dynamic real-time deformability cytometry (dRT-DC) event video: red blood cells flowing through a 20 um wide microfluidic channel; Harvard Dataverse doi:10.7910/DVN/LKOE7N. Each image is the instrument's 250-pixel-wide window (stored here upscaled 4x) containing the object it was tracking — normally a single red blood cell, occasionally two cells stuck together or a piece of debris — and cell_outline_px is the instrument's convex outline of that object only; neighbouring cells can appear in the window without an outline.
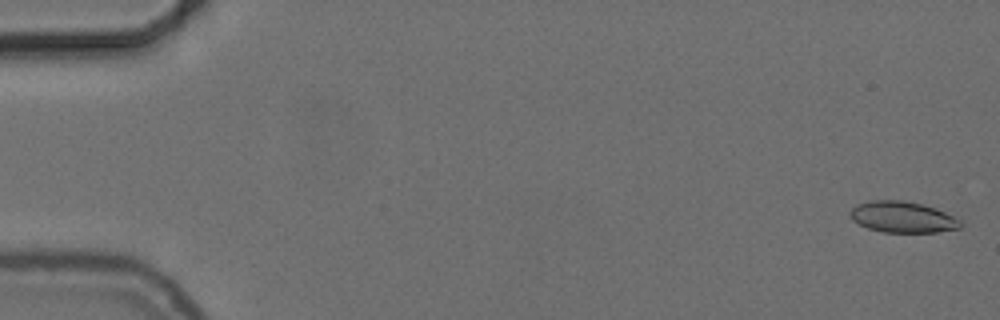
{"species": "common noctule bat (a hibernating species)", "species_latin": "Nyctalus noctula", "temperature_condition": "cold", "stored_images_in_passage": 56, "camera_frame_rate_fps": 3000, "um_per_image_px": 0.085, "animal": {"sex": "female", "body_mass_g": 24.6, "forearm_length_mm": 56.2}, "frame": {"image": 1, "passage_image": 2, "time_ms": 0.333, "image_size_px": [1000, 320], "cell_outline_px": [[960, 228], [936, 232], [884, 232], [868, 228], [852, 220], [848, 216], [848, 212], [856, 204], [868, 200], [904, 200], [936, 208], [960, 220]], "centroid_in_image_um": [76.65, 18.44], "position_along_channel_um": 8.3, "area_um2": 20.0}}
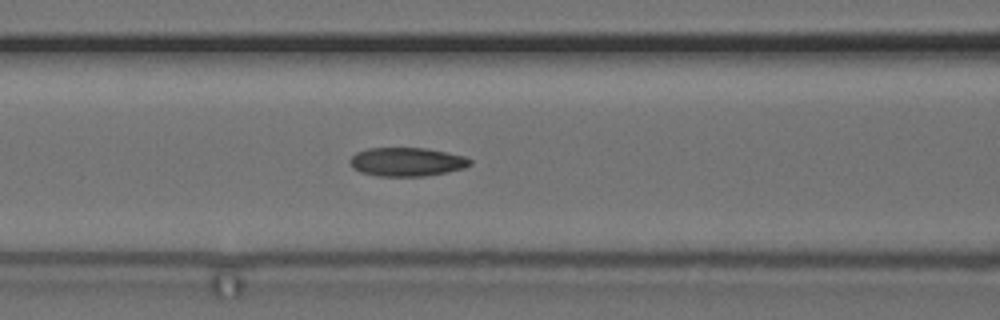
{"frame": {"image": 2, "passage_image": 24, "time_ms": 7.667, "image_size_px": [1000, 320], "cell_outline_px": [[472, 164], [464, 168], [448, 172], [424, 176], [376, 176], [360, 172], [352, 168], [348, 160], [356, 152], [368, 148], [428, 148], [464, 156], [472, 160]], "centroid_in_image_um": [34.56, 13.76], "position_along_channel_um": 132.0, "area_um2": 20.29}}
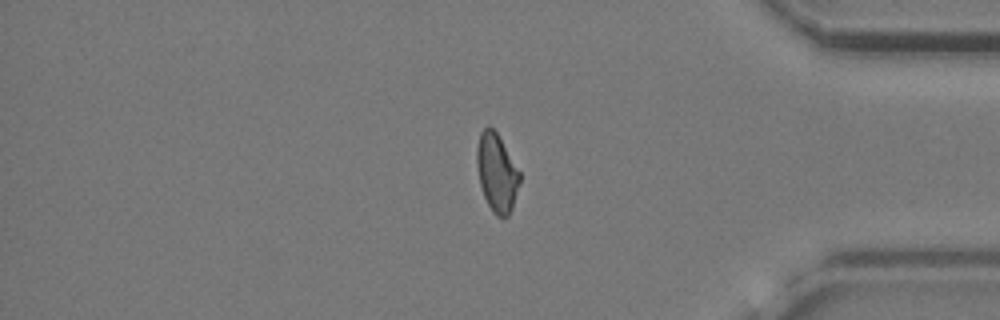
{"frame": {"image": 3, "passage_image": 47, "time_ms": 15.333, "image_size_px": [1000, 320], "cell_outline_px": [[520, 180], [512, 208], [508, 216], [496, 216], [492, 212], [484, 196], [480, 184], [476, 164], [476, 148], [480, 132], [488, 124], [496, 132], [520, 172]], "centroid_in_image_um": [42.2, 14.67], "position_along_channel_um": 393.0, "area_um2": 19.36}, "authors_computed_cell_mechanics": {"area_um2": 19.941, "velocity_mm_per_s": 3.7212, "shape_relaxation_time_tau1_ms": null, "shape_relaxation_time_tau2_ms": 3.2316, "deformation_change_tau1": null, "deformation_change_tau2": 0.0956}}